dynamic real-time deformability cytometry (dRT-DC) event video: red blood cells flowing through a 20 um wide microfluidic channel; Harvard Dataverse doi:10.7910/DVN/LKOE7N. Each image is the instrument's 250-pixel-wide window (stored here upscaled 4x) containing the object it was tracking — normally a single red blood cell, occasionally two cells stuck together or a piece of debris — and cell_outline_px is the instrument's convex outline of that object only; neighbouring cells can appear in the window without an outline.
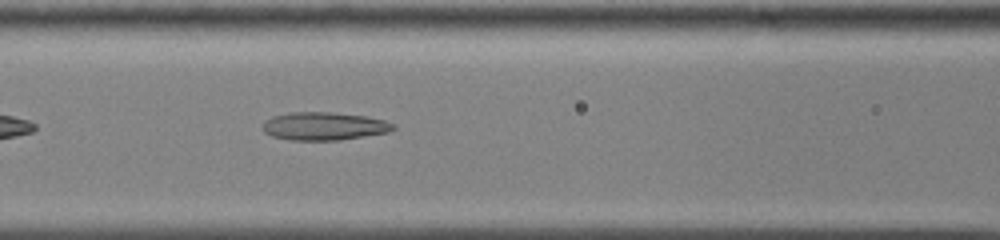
{"species": "common noctule bat (a hibernating species)", "species_latin": "Nyctalus noctula", "temperature_condition": "cold", "stored_images_in_passage": 37, "camera_frame_rate_fps": 3000, "um_per_image_px": 0.085, "animal": {"sex": "male", "body_mass_g": 13.0, "forearm_length_mm": 53.1}, "frame": {"image": 1, "passage_image": 10, "time_ms": 3.0, "image_size_px": [1000, 240], "cell_outline_px": [[396, 128], [388, 132], [340, 140], [288, 140], [272, 136], [264, 132], [264, 120], [272, 116], [292, 112], [328, 112], [364, 116], [384, 120], [396, 124]], "centroid_in_image_um": [27.54, 10.72], "position_along_channel_um": 139.1, "area_um2": 21.27}}
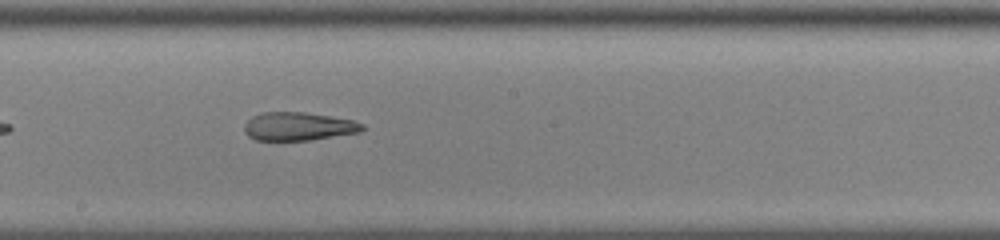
{"frame": {"image": 2, "passage_image": 17, "time_ms": 5.333, "image_size_px": [1000, 240], "cell_outline_px": [[364, 128], [360, 132], [308, 140], [256, 140], [248, 136], [244, 132], [244, 124], [252, 116], [260, 112], [304, 112], [352, 120], [364, 124]], "centroid_in_image_um": [25.32, 10.74], "position_along_channel_um": 222.9, "area_um2": 19.36}}
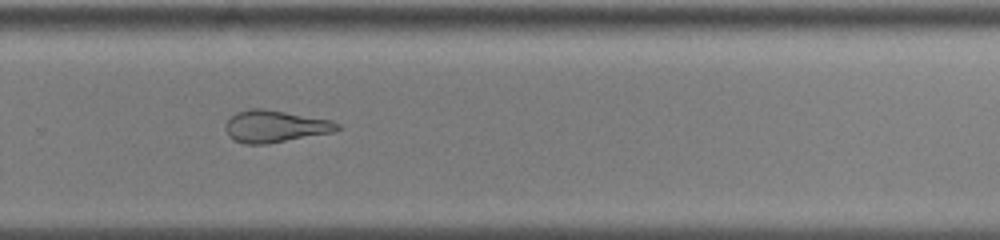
{"frame": {"image": 3, "passage_image": 24, "time_ms": 7.667, "image_size_px": [1000, 240], "cell_outline_px": [[340, 128], [332, 132], [268, 144], [244, 144], [228, 136], [224, 128], [228, 120], [236, 112], [248, 108], [264, 108], [332, 120], [340, 124]], "centroid_in_image_um": [23.36, 10.73], "position_along_channel_um": 306.4, "area_um2": 20.92}, "authors_computed_cell_mechanics": {"area_um2": 22.1952, "velocity_mm_per_s": 3.6006, "shape_relaxation_time_tau1_ms": null, "shape_relaxation_time_tau2_ms": 2.2471, "deformation_change_tau1": null, "deformation_change_tau2": 0.1062}}